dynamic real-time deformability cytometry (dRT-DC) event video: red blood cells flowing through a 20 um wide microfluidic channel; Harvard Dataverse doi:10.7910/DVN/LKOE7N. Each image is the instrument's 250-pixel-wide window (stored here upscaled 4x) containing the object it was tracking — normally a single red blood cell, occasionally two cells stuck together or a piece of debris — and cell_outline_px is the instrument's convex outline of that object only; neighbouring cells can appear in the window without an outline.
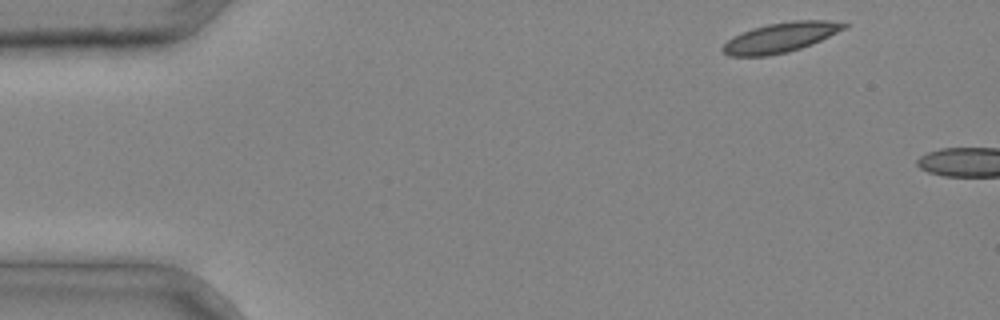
{"species": "common noctule bat (a hibernating species)", "species_latin": "Nyctalus noctula", "temperature_condition": "cold", "stored_images_in_passage": 4, "camera_frame_rate_fps": 3000, "um_per_image_px": 0.085, "animal": {"sex": "male", "body_mass_g": 20.4}, "frame": {"image": 1, "passage_image": 1, "time_ms": 0.0, "image_size_px": [1000, 320], "cell_outline_px": [[848, 24], [844, 28], [812, 44], [788, 52], [768, 56], [728, 56], [720, 48], [732, 36], [752, 28], [768, 24], [792, 20], [828, 20]], "centroid_in_image_um": [66.29, 3.19], "position_along_channel_um": 18.7, "area_um2": 20.92}}